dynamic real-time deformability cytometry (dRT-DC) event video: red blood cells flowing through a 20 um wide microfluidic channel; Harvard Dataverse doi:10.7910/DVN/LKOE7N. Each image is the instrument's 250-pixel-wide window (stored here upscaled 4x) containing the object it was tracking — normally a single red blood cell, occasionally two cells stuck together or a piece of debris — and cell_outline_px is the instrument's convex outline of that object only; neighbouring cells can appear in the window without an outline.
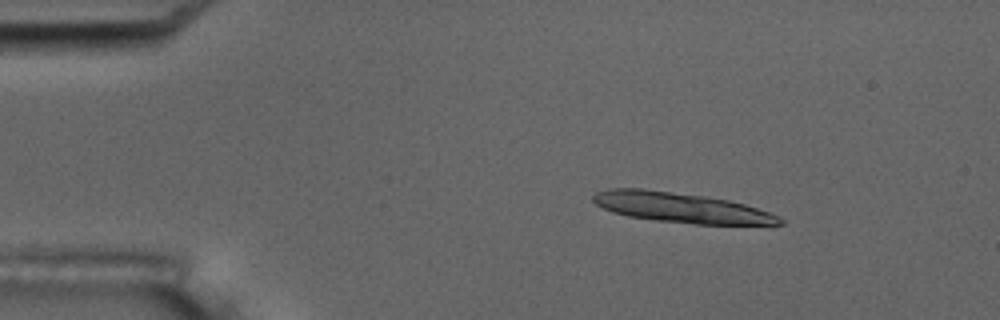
{"species": "common noctule bat (a hibernating species)", "species_latin": "Nyctalus noctula", "temperature_condition": "room temperature", "stored_images_in_passage": 7, "segment_of_instrument_passage": [1, 2], "camera_frame_rate_fps": 3000, "um_per_image_px": 0.085, "animal": {"sex": "male", "body_mass_g": 17.5, "forearm_length_mm": 52.3}, "frame": {"image": 1, "passage_image": 3, "time_ms": 2.333, "image_size_px": [1000, 320], "cell_outline_px": [[784, 224], [772, 228], [692, 224], [656, 220], [628, 216], [612, 212], [596, 204], [592, 200], [592, 196], [596, 192], [608, 188], [644, 188], [704, 196], [728, 200], [744, 204], [768, 212], [784, 220]], "centroid_in_image_um": [58.05, 17.7], "position_along_channel_um": 26.9, "area_um2": 33.76}}